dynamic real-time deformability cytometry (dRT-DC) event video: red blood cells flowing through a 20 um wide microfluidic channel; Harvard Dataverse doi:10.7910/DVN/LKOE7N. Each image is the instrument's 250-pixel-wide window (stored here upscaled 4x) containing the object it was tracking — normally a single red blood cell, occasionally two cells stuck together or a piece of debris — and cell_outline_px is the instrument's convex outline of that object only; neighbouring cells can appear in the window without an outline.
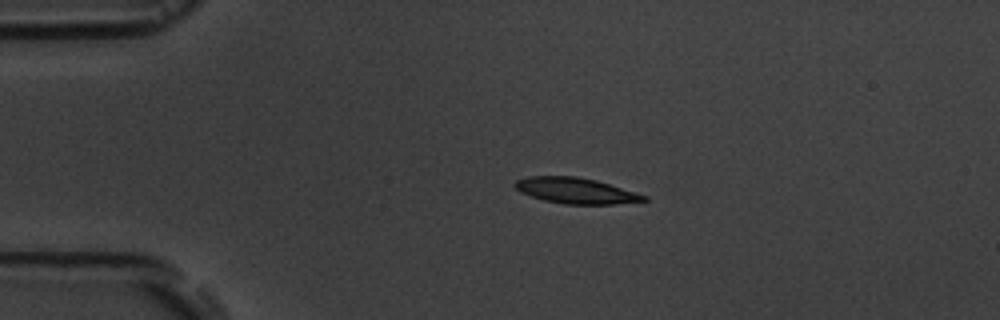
{"species": "common noctule bat (a hibernating species)", "species_latin": "Nyctalus noctula", "temperature_condition": "room temperature", "stored_images_in_passage": 2, "camera_frame_rate_fps": 3000, "um_per_image_px": 0.085, "animal": {"sex": "male", "body_mass_g": 19.5, "forearm_length_mm": 54.6}, "frame": {"image": 1, "passage_image": 1, "time_ms": 0.0, "image_size_px": [1000, 320], "cell_outline_px": [[648, 200], [616, 204], [564, 204], [544, 200], [520, 192], [512, 184], [516, 180], [528, 176], [576, 176], [596, 180], [636, 192], [648, 196]], "centroid_in_image_um": [48.94, 16.2], "position_along_channel_um": 36.1, "area_um2": 19.36}}